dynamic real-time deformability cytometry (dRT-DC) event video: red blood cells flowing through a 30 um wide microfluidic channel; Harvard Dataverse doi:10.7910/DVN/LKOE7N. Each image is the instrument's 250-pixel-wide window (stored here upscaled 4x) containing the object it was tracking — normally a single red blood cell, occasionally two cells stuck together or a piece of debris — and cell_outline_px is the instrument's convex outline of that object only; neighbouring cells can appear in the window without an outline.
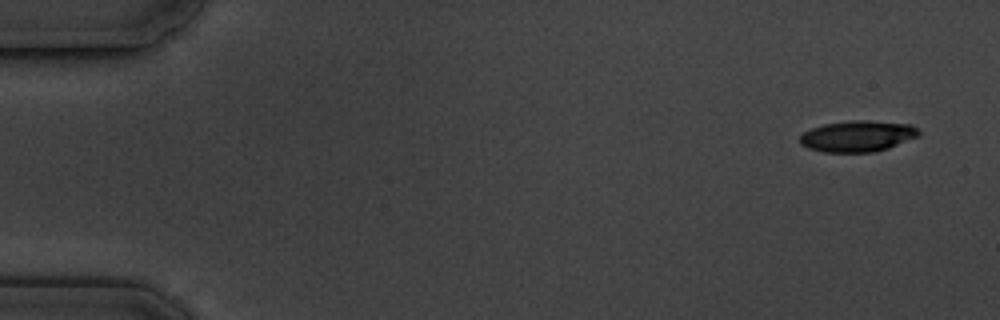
{"species": "common noctule bat (a hibernating species)", "species_latin": "Nyctalus noctula", "temperature_condition": "cold", "stored_images_in_passage": 11, "camera_frame_rate_fps": 3000, "um_per_image_px": 0.085, "animal": {"sex": "male", "body_mass_g": 19.5, "forearm_length_mm": 54.6}, "frame": {"image": 1, "passage_image": 1, "time_ms": 0.0, "image_size_px": [1000, 320], "cell_outline_px": [[920, 136], [888, 148], [872, 152], [824, 152], [808, 148], [800, 144], [800, 136], [804, 132], [812, 128], [824, 124], [852, 120], [864, 120], [912, 124], [920, 132]], "centroid_in_image_um": [72.91, 11.57], "position_along_channel_um": 12.1, "area_um2": 21.56}}
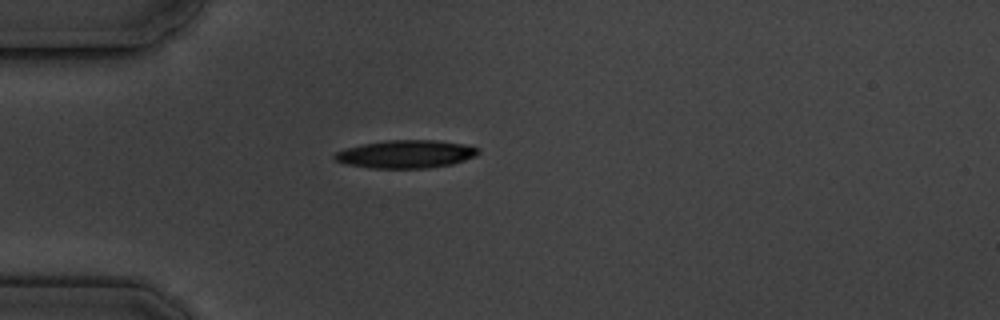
{"frame": {"image": 2, "passage_image": 4, "time_ms": 4.333, "image_size_px": [1000, 320], "cell_outline_px": [[480, 152], [476, 156], [452, 164], [428, 168], [372, 168], [344, 164], [336, 160], [332, 156], [336, 152], [344, 148], [360, 144], [384, 140], [436, 140], [464, 144], [476, 148]], "centroid_in_image_um": [34.45, 13.09], "position_along_channel_um": 50.5, "area_um2": 23.52}}
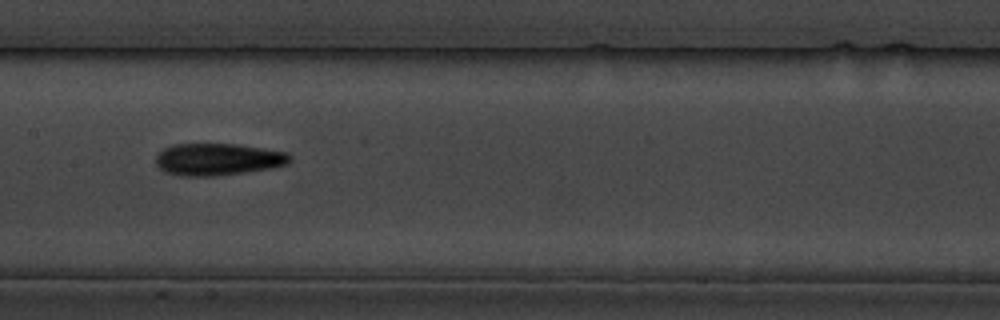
{"frame": {"image": 3, "passage_image": 8, "time_ms": 8.667, "image_size_px": [1000, 320], "cell_outline_px": [[292, 160], [288, 164], [272, 168], [216, 176], [180, 176], [164, 172], [156, 164], [156, 156], [164, 148], [172, 144], [236, 144], [264, 148], [288, 152], [292, 156]], "centroid_in_image_um": [18.54, 13.54], "position_along_channel_um": 188.9, "area_um2": 25.26}}